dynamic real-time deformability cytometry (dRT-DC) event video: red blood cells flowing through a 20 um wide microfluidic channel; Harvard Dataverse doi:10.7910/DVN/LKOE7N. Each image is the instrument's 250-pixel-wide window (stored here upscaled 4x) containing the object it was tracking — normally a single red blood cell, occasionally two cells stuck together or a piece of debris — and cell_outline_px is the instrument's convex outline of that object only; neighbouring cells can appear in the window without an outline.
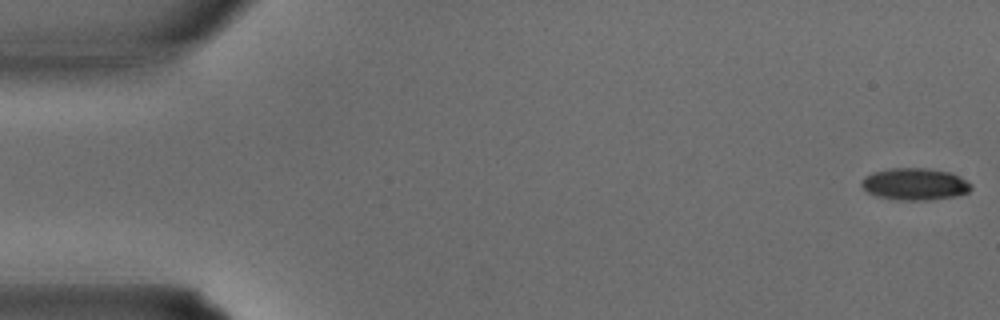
{"species": "common noctule bat (a hibernating species)", "species_latin": "Nyctalus noctula", "temperature_condition": "warm", "stored_images_in_passage": 34, "camera_frame_rate_fps": 3000, "um_per_image_px": 0.085, "animal": {"sex": "male", "body_mass_g": 15.6}, "frame": {"image": 1, "passage_image": 1, "time_ms": 0.0, "image_size_px": [1000, 320], "cell_outline_px": [[972, 188], [968, 192], [956, 196], [928, 200], [900, 200], [876, 196], [868, 192], [860, 184], [864, 176], [872, 172], [892, 168], [928, 168], [952, 172], [960, 176], [972, 184]], "centroid_in_image_um": [77.78, 15.64], "position_along_channel_um": 7.2, "area_um2": 20.58}}
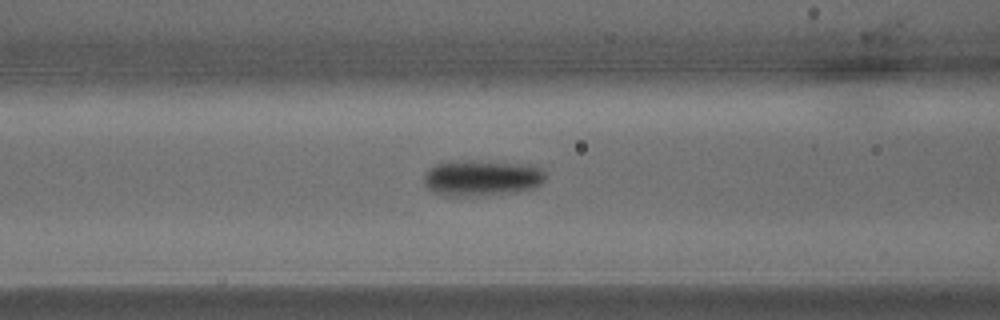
{"frame": {"image": 2, "passage_image": 14, "time_ms": 4.333, "image_size_px": [1000, 320], "cell_outline_px": [[544, 180], [540, 184], [532, 188], [516, 192], [484, 196], [448, 196], [432, 192], [424, 184], [424, 172], [428, 168], [436, 164], [468, 160], [520, 164], [540, 168], [544, 172]], "centroid_in_image_um": [40.89, 15.15], "position_along_channel_um": 125.7, "area_um2": 25.37}}
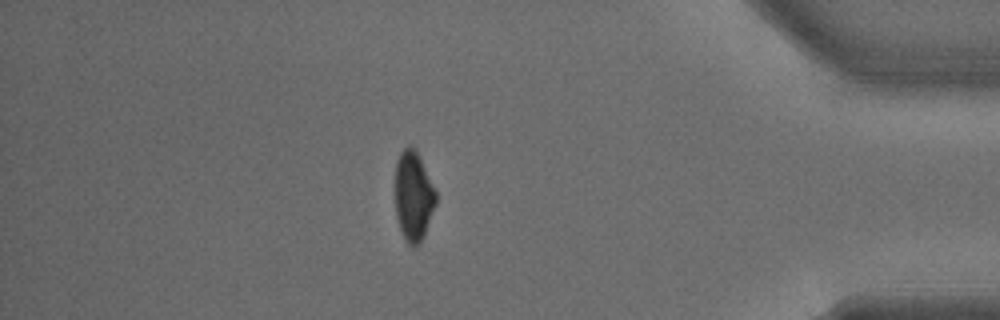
{"frame": {"image": 3, "passage_image": 30, "time_ms": 9.667, "image_size_px": [1000, 320], "cell_outline_px": [[436, 204], [424, 236], [416, 248], [412, 248], [408, 244], [400, 228], [396, 216], [396, 160], [400, 152], [404, 148], [412, 148], [416, 152], [436, 192]], "centroid_in_image_um": [35.14, 16.74], "position_along_channel_um": 400.1, "area_um2": 20.81}}